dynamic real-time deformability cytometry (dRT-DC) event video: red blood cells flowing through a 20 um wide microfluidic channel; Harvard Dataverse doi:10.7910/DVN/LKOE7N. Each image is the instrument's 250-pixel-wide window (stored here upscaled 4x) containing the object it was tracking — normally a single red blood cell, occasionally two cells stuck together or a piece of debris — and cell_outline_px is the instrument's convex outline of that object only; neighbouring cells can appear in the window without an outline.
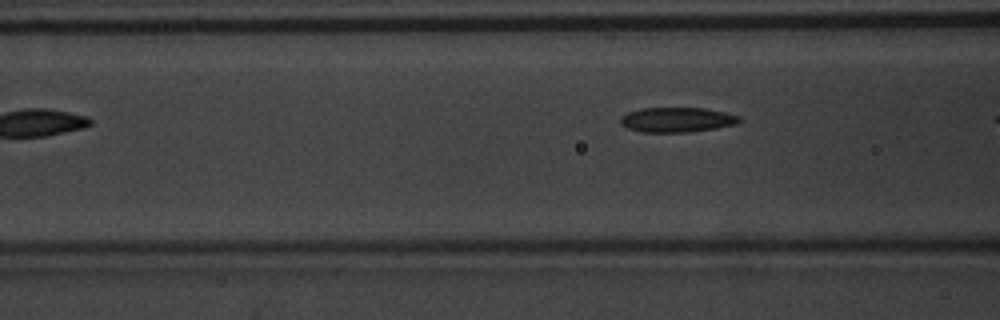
{"species": "common noctule bat (a hibernating species)", "species_latin": "Nyctalus noctula", "temperature_condition": "warm", "stored_images_in_passage": 5, "camera_frame_rate_fps": 3000, "um_per_image_px": 0.085, "animal": {"sex": "male", "body_mass_g": 20.1, "forearm_length_mm": 53.5}, "frame": {"image": 1, "passage_image": 5, "time_ms": 1.333, "image_size_px": [1000, 320], "cell_outline_px": [[740, 120], [736, 124], [716, 128], [688, 132], [644, 132], [628, 128], [620, 124], [620, 116], [628, 112], [640, 108], [704, 108], [724, 112], [740, 116]], "centroid_in_image_um": [57.51, 10.17], "position_along_channel_um": 109.1, "area_um2": 17.17}}